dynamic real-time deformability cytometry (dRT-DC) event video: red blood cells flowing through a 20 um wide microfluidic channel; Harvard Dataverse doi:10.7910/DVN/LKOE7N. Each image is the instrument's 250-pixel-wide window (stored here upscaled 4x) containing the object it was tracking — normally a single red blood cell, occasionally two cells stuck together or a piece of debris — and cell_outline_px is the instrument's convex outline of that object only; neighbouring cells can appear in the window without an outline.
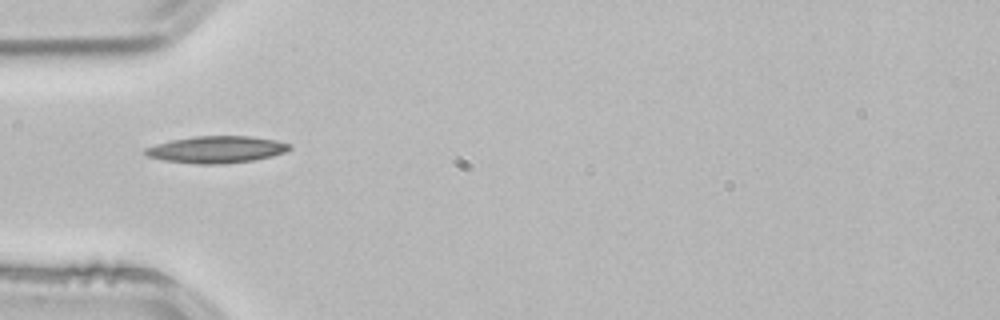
{"species": "common noctule bat (a hibernating species)", "species_latin": "Nyctalus noctula", "temperature_condition": "room temperature", "stored_images_in_passage": 2, "camera_frame_rate_fps": 3000, "um_per_image_px": 0.085, "animal": {"sex": "male", "body_mass_g": 21.5, "forearm_length_mm": 52.0}, "frame": {"image": 1, "passage_image": 2, "time_ms": 0.333, "image_size_px": [1000, 320], "cell_outline_px": [[292, 148], [284, 152], [272, 156], [252, 160], [224, 164], [196, 164], [164, 160], [148, 156], [144, 152], [144, 148], [156, 144], [172, 140], [196, 136], [252, 136], [276, 140], [292, 144]], "centroid_in_image_um": [18.43, 12.7], "position_along_channel_um": 66.6, "area_um2": 22.6}}